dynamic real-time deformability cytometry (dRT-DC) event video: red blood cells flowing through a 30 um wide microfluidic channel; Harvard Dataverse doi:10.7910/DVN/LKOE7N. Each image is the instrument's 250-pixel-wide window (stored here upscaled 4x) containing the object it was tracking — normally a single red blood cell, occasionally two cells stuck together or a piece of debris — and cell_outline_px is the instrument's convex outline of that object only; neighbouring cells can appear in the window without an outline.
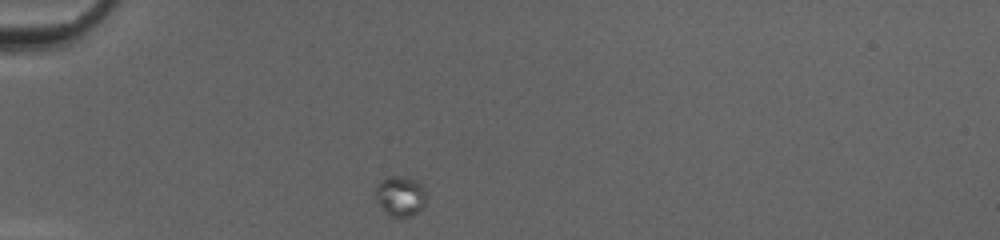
{"species": "common noctule bat (a hibernating species)", "species_latin": "Nyctalus noctula", "temperature_condition": "cold", "stored_images_in_passage": 38, "camera_frame_rate_fps": 3000, "um_per_image_px": 0.085, "animal": {"sex": "female", "body_mass_g": 20.0, "forearm_length_mm": 54.0}, "frame": {"image": 1, "passage_image": 1, "time_ms": 0.0, "image_size_px": [1000, 240], "cell_outline_px": [[424, 204], [412, 216], [388, 216], [384, 212], [376, 200], [376, 188], [380, 180], [388, 176], [404, 176], [416, 180], [424, 184]], "centroid_in_image_um": [34.0, 16.64], "position_along_channel_um": 51.0, "area_um2": 11.85}}
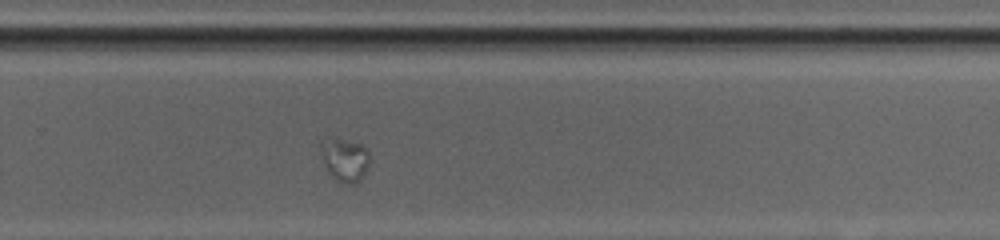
{"frame": {"image": 2, "passage_image": 22, "time_ms": 7.0, "image_size_px": [1000, 240], "cell_outline_px": [[368, 164], [364, 176], [352, 184], [348, 184], [340, 180], [328, 168], [324, 160], [320, 148], [320, 144], [328, 136], [336, 136], [360, 144], [368, 152]], "centroid_in_image_um": [29.31, 13.48], "position_along_channel_um": 300.5, "area_um2": 11.85}}
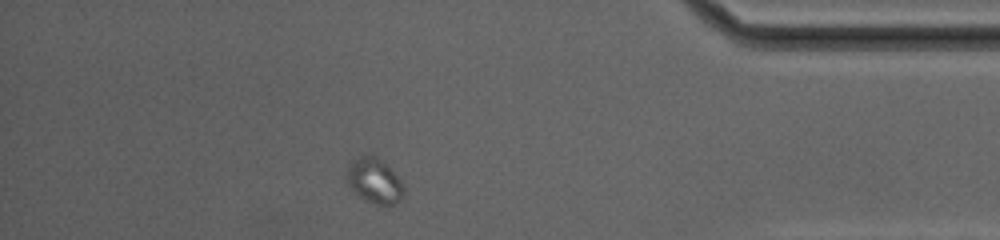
{"frame": {"image": 3, "passage_image": 32, "time_ms": 10.333, "image_size_px": [1000, 240], "cell_outline_px": [[404, 196], [396, 204], [376, 204], [364, 200], [344, 180], [344, 176], [348, 168], [360, 156], [376, 156], [400, 180], [404, 188]], "centroid_in_image_um": [31.82, 15.41], "position_along_channel_um": 403.4, "area_um2": 14.51}}